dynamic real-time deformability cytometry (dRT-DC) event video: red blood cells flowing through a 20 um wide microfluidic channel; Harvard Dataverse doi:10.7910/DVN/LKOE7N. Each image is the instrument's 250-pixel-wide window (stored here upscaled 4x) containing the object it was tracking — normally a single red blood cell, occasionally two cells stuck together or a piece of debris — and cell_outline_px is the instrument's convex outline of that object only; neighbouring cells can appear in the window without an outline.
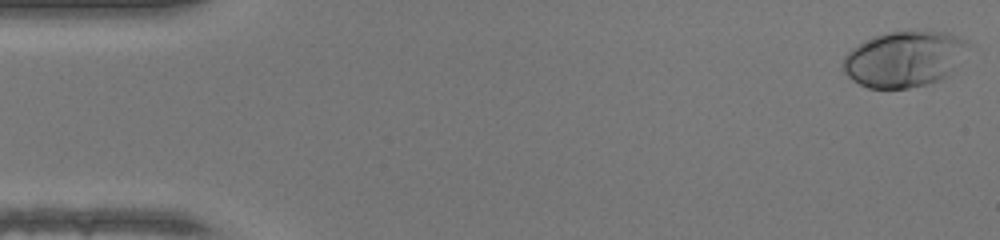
{"species": "human", "species_latin": "Homo sapiens", "temperature_condition": "warm", "stored_images_in_passage": 48, "camera_frame_rate_fps": 3000, "um_per_image_px": 0.085, "donor": {"sex": "female"}, "frame": {"image": 1, "passage_image": 1, "time_ms": 0.0, "image_size_px": [1000, 240], "cell_outline_px": [[968, 44], [948, 76], [924, 84], [908, 88], [868, 88], [852, 80], [844, 72], [844, 56], [852, 48], [876, 36], [888, 32], [944, 32], [960, 36], [968, 40]], "centroid_in_image_um": [76.83, 5.02], "position_along_channel_um": 8.2, "area_um2": 39.71}}
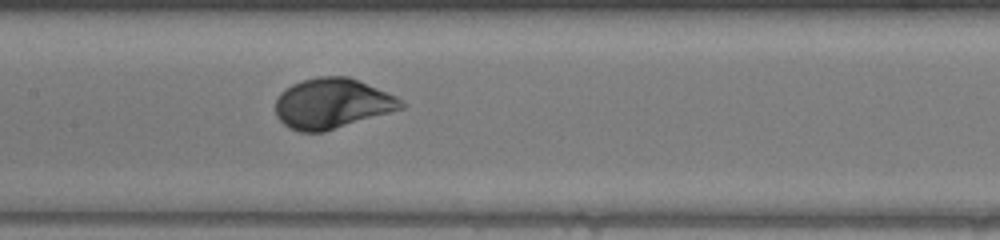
{"frame": {"image": 2, "passage_image": 23, "time_ms": 7.333, "image_size_px": [1000, 240], "cell_outline_px": [[408, 104], [404, 108], [324, 132], [300, 132], [288, 128], [276, 116], [276, 96], [280, 92], [292, 84], [300, 80], [320, 76], [348, 76], [396, 96], [404, 100]], "centroid_in_image_um": [28.23, 8.8], "position_along_channel_um": 179.2, "area_um2": 36.99}}
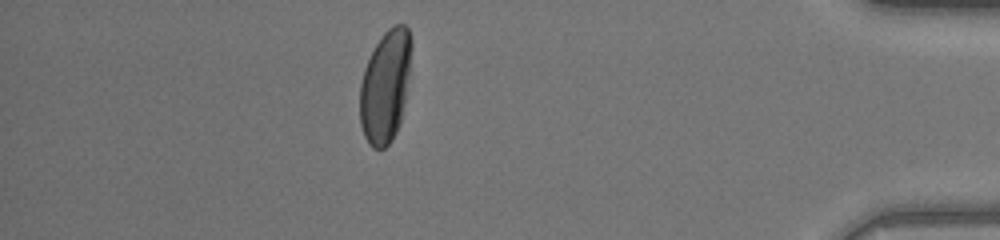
{"frame": {"image": 3, "passage_image": 42, "time_ms": 13.667, "image_size_px": [1000, 240], "cell_outline_px": [[412, 48], [408, 76], [400, 124], [392, 140], [384, 148], [372, 148], [368, 144], [364, 136], [360, 124], [360, 84], [364, 68], [376, 44], [384, 32], [392, 24], [404, 24], [408, 28], [412, 40]], "centroid_in_image_um": [32.75, 7.32], "position_along_channel_um": 402.5, "area_um2": 33.7}, "authors_computed_cell_mechanics": {"area_um2": 36.0383, "velocity_mm_per_s": 4.2891, "shape_relaxation_time_tau1_ms": 2.6669, "shape_relaxation_time_tau2_ms": null, "deformation_change_tau1": 0.166, "deformation_change_tau2": null}}